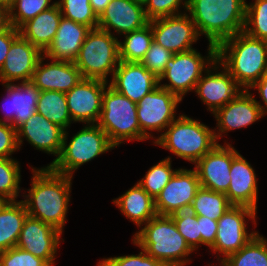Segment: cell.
Listing matches in <instances>:
<instances>
[{"instance_id":"obj_36","label":"cell","mask_w":267,"mask_h":266,"mask_svg":"<svg viewBox=\"0 0 267 266\" xmlns=\"http://www.w3.org/2000/svg\"><path fill=\"white\" fill-rule=\"evenodd\" d=\"M55 3L56 1L52 0H13L8 5L9 23L19 29L28 20L51 8Z\"/></svg>"},{"instance_id":"obj_31","label":"cell","mask_w":267,"mask_h":266,"mask_svg":"<svg viewBox=\"0 0 267 266\" xmlns=\"http://www.w3.org/2000/svg\"><path fill=\"white\" fill-rule=\"evenodd\" d=\"M119 40V57L124 62H141L153 42L150 22L144 27L127 33Z\"/></svg>"},{"instance_id":"obj_6","label":"cell","mask_w":267,"mask_h":266,"mask_svg":"<svg viewBox=\"0 0 267 266\" xmlns=\"http://www.w3.org/2000/svg\"><path fill=\"white\" fill-rule=\"evenodd\" d=\"M68 129L64 133L59 157L49 166L54 172L72 176L83 164L94 160L116 147L110 142L105 131L97 124H84L68 143Z\"/></svg>"},{"instance_id":"obj_39","label":"cell","mask_w":267,"mask_h":266,"mask_svg":"<svg viewBox=\"0 0 267 266\" xmlns=\"http://www.w3.org/2000/svg\"><path fill=\"white\" fill-rule=\"evenodd\" d=\"M170 217L189 247L193 251H198L201 246V234H199L197 216L189 209L174 213Z\"/></svg>"},{"instance_id":"obj_51","label":"cell","mask_w":267,"mask_h":266,"mask_svg":"<svg viewBox=\"0 0 267 266\" xmlns=\"http://www.w3.org/2000/svg\"><path fill=\"white\" fill-rule=\"evenodd\" d=\"M6 200H4L1 196H0V208L5 204Z\"/></svg>"},{"instance_id":"obj_46","label":"cell","mask_w":267,"mask_h":266,"mask_svg":"<svg viewBox=\"0 0 267 266\" xmlns=\"http://www.w3.org/2000/svg\"><path fill=\"white\" fill-rule=\"evenodd\" d=\"M20 35L19 29L9 25L0 32V70L5 62L11 43Z\"/></svg>"},{"instance_id":"obj_35","label":"cell","mask_w":267,"mask_h":266,"mask_svg":"<svg viewBox=\"0 0 267 266\" xmlns=\"http://www.w3.org/2000/svg\"><path fill=\"white\" fill-rule=\"evenodd\" d=\"M20 164L14 158H0V196L6 201H17L21 193Z\"/></svg>"},{"instance_id":"obj_17","label":"cell","mask_w":267,"mask_h":266,"mask_svg":"<svg viewBox=\"0 0 267 266\" xmlns=\"http://www.w3.org/2000/svg\"><path fill=\"white\" fill-rule=\"evenodd\" d=\"M62 234L50 224L28 215L16 247L45 260L50 266H54Z\"/></svg>"},{"instance_id":"obj_27","label":"cell","mask_w":267,"mask_h":266,"mask_svg":"<svg viewBox=\"0 0 267 266\" xmlns=\"http://www.w3.org/2000/svg\"><path fill=\"white\" fill-rule=\"evenodd\" d=\"M61 18L60 8L55 3L51 8L24 23L19 28V33L44 53L53 42Z\"/></svg>"},{"instance_id":"obj_34","label":"cell","mask_w":267,"mask_h":266,"mask_svg":"<svg viewBox=\"0 0 267 266\" xmlns=\"http://www.w3.org/2000/svg\"><path fill=\"white\" fill-rule=\"evenodd\" d=\"M171 159L168 156L160 160L157 164L149 168L142 179L137 181L144 191L154 200L177 171V169L172 168Z\"/></svg>"},{"instance_id":"obj_18","label":"cell","mask_w":267,"mask_h":266,"mask_svg":"<svg viewBox=\"0 0 267 266\" xmlns=\"http://www.w3.org/2000/svg\"><path fill=\"white\" fill-rule=\"evenodd\" d=\"M213 115L217 122L214 128L217 142L229 131L245 128L263 118L256 98L249 90H242L233 101L218 109Z\"/></svg>"},{"instance_id":"obj_50","label":"cell","mask_w":267,"mask_h":266,"mask_svg":"<svg viewBox=\"0 0 267 266\" xmlns=\"http://www.w3.org/2000/svg\"><path fill=\"white\" fill-rule=\"evenodd\" d=\"M13 0H0V2L9 5Z\"/></svg>"},{"instance_id":"obj_24","label":"cell","mask_w":267,"mask_h":266,"mask_svg":"<svg viewBox=\"0 0 267 266\" xmlns=\"http://www.w3.org/2000/svg\"><path fill=\"white\" fill-rule=\"evenodd\" d=\"M44 55L39 59L31 82L41 91L67 93L83 79L74 62L51 60L44 63Z\"/></svg>"},{"instance_id":"obj_4","label":"cell","mask_w":267,"mask_h":266,"mask_svg":"<svg viewBox=\"0 0 267 266\" xmlns=\"http://www.w3.org/2000/svg\"><path fill=\"white\" fill-rule=\"evenodd\" d=\"M132 243L166 266H185L192 262L188 257L194 251L180 235L170 216L151 218L133 234Z\"/></svg>"},{"instance_id":"obj_45","label":"cell","mask_w":267,"mask_h":266,"mask_svg":"<svg viewBox=\"0 0 267 266\" xmlns=\"http://www.w3.org/2000/svg\"><path fill=\"white\" fill-rule=\"evenodd\" d=\"M199 234H201V245L210 248L215 243L218 229V221L205 216H197Z\"/></svg>"},{"instance_id":"obj_8","label":"cell","mask_w":267,"mask_h":266,"mask_svg":"<svg viewBox=\"0 0 267 266\" xmlns=\"http://www.w3.org/2000/svg\"><path fill=\"white\" fill-rule=\"evenodd\" d=\"M97 125L105 131L115 147L127 141H141L137 103L120 94L110 85L103 93L102 109Z\"/></svg>"},{"instance_id":"obj_19","label":"cell","mask_w":267,"mask_h":266,"mask_svg":"<svg viewBox=\"0 0 267 266\" xmlns=\"http://www.w3.org/2000/svg\"><path fill=\"white\" fill-rule=\"evenodd\" d=\"M64 133L63 128L36 112L17 128V142L19 149L25 139L35 150L55 156L49 167L61 153Z\"/></svg>"},{"instance_id":"obj_9","label":"cell","mask_w":267,"mask_h":266,"mask_svg":"<svg viewBox=\"0 0 267 266\" xmlns=\"http://www.w3.org/2000/svg\"><path fill=\"white\" fill-rule=\"evenodd\" d=\"M207 55L202 56L197 49L175 53L165 65V71L159 78V86L179 96L195 90L203 73L217 59V46L208 43ZM167 83L161 84L163 81Z\"/></svg>"},{"instance_id":"obj_10","label":"cell","mask_w":267,"mask_h":266,"mask_svg":"<svg viewBox=\"0 0 267 266\" xmlns=\"http://www.w3.org/2000/svg\"><path fill=\"white\" fill-rule=\"evenodd\" d=\"M256 214L257 211L253 208L232 205L218 220L215 243L209 248V251L217 254L216 259L219 264L229 255L239 251L257 235L258 231H253V229L248 231L249 223H246L251 220L256 227Z\"/></svg>"},{"instance_id":"obj_5","label":"cell","mask_w":267,"mask_h":266,"mask_svg":"<svg viewBox=\"0 0 267 266\" xmlns=\"http://www.w3.org/2000/svg\"><path fill=\"white\" fill-rule=\"evenodd\" d=\"M178 115L154 144L195 165L218 144L214 129L185 114Z\"/></svg>"},{"instance_id":"obj_12","label":"cell","mask_w":267,"mask_h":266,"mask_svg":"<svg viewBox=\"0 0 267 266\" xmlns=\"http://www.w3.org/2000/svg\"><path fill=\"white\" fill-rule=\"evenodd\" d=\"M242 90L226 68L216 59L203 73L194 92L206 105V109L214 114L218 109L233 101Z\"/></svg>"},{"instance_id":"obj_48","label":"cell","mask_w":267,"mask_h":266,"mask_svg":"<svg viewBox=\"0 0 267 266\" xmlns=\"http://www.w3.org/2000/svg\"><path fill=\"white\" fill-rule=\"evenodd\" d=\"M9 25L8 5L0 2V32L5 30Z\"/></svg>"},{"instance_id":"obj_47","label":"cell","mask_w":267,"mask_h":266,"mask_svg":"<svg viewBox=\"0 0 267 266\" xmlns=\"http://www.w3.org/2000/svg\"><path fill=\"white\" fill-rule=\"evenodd\" d=\"M251 90H257L258 95L261 98V104L260 101L256 99L257 104L259 105L263 117L267 115V71L262 75V77L250 88Z\"/></svg>"},{"instance_id":"obj_15","label":"cell","mask_w":267,"mask_h":266,"mask_svg":"<svg viewBox=\"0 0 267 266\" xmlns=\"http://www.w3.org/2000/svg\"><path fill=\"white\" fill-rule=\"evenodd\" d=\"M108 85V82L102 80L83 78L65 93L73 123L97 124L102 109L103 93Z\"/></svg>"},{"instance_id":"obj_20","label":"cell","mask_w":267,"mask_h":266,"mask_svg":"<svg viewBox=\"0 0 267 266\" xmlns=\"http://www.w3.org/2000/svg\"><path fill=\"white\" fill-rule=\"evenodd\" d=\"M148 23L142 1L111 0L98 18L97 28L114 36L115 33L116 36H121L140 29Z\"/></svg>"},{"instance_id":"obj_44","label":"cell","mask_w":267,"mask_h":266,"mask_svg":"<svg viewBox=\"0 0 267 266\" xmlns=\"http://www.w3.org/2000/svg\"><path fill=\"white\" fill-rule=\"evenodd\" d=\"M18 150L17 129L11 124L0 123V158H13L12 154Z\"/></svg>"},{"instance_id":"obj_25","label":"cell","mask_w":267,"mask_h":266,"mask_svg":"<svg viewBox=\"0 0 267 266\" xmlns=\"http://www.w3.org/2000/svg\"><path fill=\"white\" fill-rule=\"evenodd\" d=\"M232 205H241L257 211L258 179L254 168L240 152L230 167V184L225 193Z\"/></svg>"},{"instance_id":"obj_30","label":"cell","mask_w":267,"mask_h":266,"mask_svg":"<svg viewBox=\"0 0 267 266\" xmlns=\"http://www.w3.org/2000/svg\"><path fill=\"white\" fill-rule=\"evenodd\" d=\"M36 112L65 131L73 123L68 110L65 93L58 91H41L36 105Z\"/></svg>"},{"instance_id":"obj_43","label":"cell","mask_w":267,"mask_h":266,"mask_svg":"<svg viewBox=\"0 0 267 266\" xmlns=\"http://www.w3.org/2000/svg\"><path fill=\"white\" fill-rule=\"evenodd\" d=\"M1 266H50L45 260L19 247L0 252Z\"/></svg>"},{"instance_id":"obj_14","label":"cell","mask_w":267,"mask_h":266,"mask_svg":"<svg viewBox=\"0 0 267 266\" xmlns=\"http://www.w3.org/2000/svg\"><path fill=\"white\" fill-rule=\"evenodd\" d=\"M197 171L179 168L155 199L157 215L170 216L189 210L197 191L200 189Z\"/></svg>"},{"instance_id":"obj_16","label":"cell","mask_w":267,"mask_h":266,"mask_svg":"<svg viewBox=\"0 0 267 266\" xmlns=\"http://www.w3.org/2000/svg\"><path fill=\"white\" fill-rule=\"evenodd\" d=\"M217 144L206 153L193 168L197 171L201 187L226 193L230 184V167L239 153L231 143Z\"/></svg>"},{"instance_id":"obj_7","label":"cell","mask_w":267,"mask_h":266,"mask_svg":"<svg viewBox=\"0 0 267 266\" xmlns=\"http://www.w3.org/2000/svg\"><path fill=\"white\" fill-rule=\"evenodd\" d=\"M119 40L99 28L91 29L83 42L74 64L83 78L98 79L109 83L120 63ZM109 75H111L110 78Z\"/></svg>"},{"instance_id":"obj_26","label":"cell","mask_w":267,"mask_h":266,"mask_svg":"<svg viewBox=\"0 0 267 266\" xmlns=\"http://www.w3.org/2000/svg\"><path fill=\"white\" fill-rule=\"evenodd\" d=\"M91 29L62 16L51 45L43 53L50 60L74 62Z\"/></svg>"},{"instance_id":"obj_21","label":"cell","mask_w":267,"mask_h":266,"mask_svg":"<svg viewBox=\"0 0 267 266\" xmlns=\"http://www.w3.org/2000/svg\"><path fill=\"white\" fill-rule=\"evenodd\" d=\"M109 85L137 103L159 86V78L140 62L120 61Z\"/></svg>"},{"instance_id":"obj_38","label":"cell","mask_w":267,"mask_h":266,"mask_svg":"<svg viewBox=\"0 0 267 266\" xmlns=\"http://www.w3.org/2000/svg\"><path fill=\"white\" fill-rule=\"evenodd\" d=\"M61 15L76 23L95 29L98 26V17L92 10L90 0H58Z\"/></svg>"},{"instance_id":"obj_40","label":"cell","mask_w":267,"mask_h":266,"mask_svg":"<svg viewBox=\"0 0 267 266\" xmlns=\"http://www.w3.org/2000/svg\"><path fill=\"white\" fill-rule=\"evenodd\" d=\"M143 7L147 19L151 21L187 12V0H143Z\"/></svg>"},{"instance_id":"obj_41","label":"cell","mask_w":267,"mask_h":266,"mask_svg":"<svg viewBox=\"0 0 267 266\" xmlns=\"http://www.w3.org/2000/svg\"><path fill=\"white\" fill-rule=\"evenodd\" d=\"M172 56L173 53L171 51L153 41L140 63L156 77L160 78L165 71L166 63Z\"/></svg>"},{"instance_id":"obj_23","label":"cell","mask_w":267,"mask_h":266,"mask_svg":"<svg viewBox=\"0 0 267 266\" xmlns=\"http://www.w3.org/2000/svg\"><path fill=\"white\" fill-rule=\"evenodd\" d=\"M6 90L3 99L4 118L0 116V123L11 124L17 129L22 123L36 114V105L40 90L31 82L2 84Z\"/></svg>"},{"instance_id":"obj_28","label":"cell","mask_w":267,"mask_h":266,"mask_svg":"<svg viewBox=\"0 0 267 266\" xmlns=\"http://www.w3.org/2000/svg\"><path fill=\"white\" fill-rule=\"evenodd\" d=\"M112 203L138 228L157 215L155 200L144 191L138 182L118 198L113 199Z\"/></svg>"},{"instance_id":"obj_2","label":"cell","mask_w":267,"mask_h":266,"mask_svg":"<svg viewBox=\"0 0 267 266\" xmlns=\"http://www.w3.org/2000/svg\"><path fill=\"white\" fill-rule=\"evenodd\" d=\"M187 13L200 37L218 46L244 30L246 0H187Z\"/></svg>"},{"instance_id":"obj_37","label":"cell","mask_w":267,"mask_h":266,"mask_svg":"<svg viewBox=\"0 0 267 266\" xmlns=\"http://www.w3.org/2000/svg\"><path fill=\"white\" fill-rule=\"evenodd\" d=\"M243 31L250 37L267 41V0L246 2Z\"/></svg>"},{"instance_id":"obj_32","label":"cell","mask_w":267,"mask_h":266,"mask_svg":"<svg viewBox=\"0 0 267 266\" xmlns=\"http://www.w3.org/2000/svg\"><path fill=\"white\" fill-rule=\"evenodd\" d=\"M217 266H267V238L257 235Z\"/></svg>"},{"instance_id":"obj_11","label":"cell","mask_w":267,"mask_h":266,"mask_svg":"<svg viewBox=\"0 0 267 266\" xmlns=\"http://www.w3.org/2000/svg\"><path fill=\"white\" fill-rule=\"evenodd\" d=\"M182 99L161 86L156 87L149 94L137 102V117L141 130V141L156 137L153 131L163 134L167 126L174 121L176 109Z\"/></svg>"},{"instance_id":"obj_22","label":"cell","mask_w":267,"mask_h":266,"mask_svg":"<svg viewBox=\"0 0 267 266\" xmlns=\"http://www.w3.org/2000/svg\"><path fill=\"white\" fill-rule=\"evenodd\" d=\"M43 53L19 35L12 43L0 70L2 84L29 82Z\"/></svg>"},{"instance_id":"obj_42","label":"cell","mask_w":267,"mask_h":266,"mask_svg":"<svg viewBox=\"0 0 267 266\" xmlns=\"http://www.w3.org/2000/svg\"><path fill=\"white\" fill-rule=\"evenodd\" d=\"M137 255L107 257L100 260L97 266H166L162 261L148 255L142 248Z\"/></svg>"},{"instance_id":"obj_3","label":"cell","mask_w":267,"mask_h":266,"mask_svg":"<svg viewBox=\"0 0 267 266\" xmlns=\"http://www.w3.org/2000/svg\"><path fill=\"white\" fill-rule=\"evenodd\" d=\"M217 60L243 90H248L267 71V41L242 31L217 46Z\"/></svg>"},{"instance_id":"obj_13","label":"cell","mask_w":267,"mask_h":266,"mask_svg":"<svg viewBox=\"0 0 267 266\" xmlns=\"http://www.w3.org/2000/svg\"><path fill=\"white\" fill-rule=\"evenodd\" d=\"M149 22L153 32V41L173 54L195 49L192 45L201 38L195 23L187 12Z\"/></svg>"},{"instance_id":"obj_49","label":"cell","mask_w":267,"mask_h":266,"mask_svg":"<svg viewBox=\"0 0 267 266\" xmlns=\"http://www.w3.org/2000/svg\"><path fill=\"white\" fill-rule=\"evenodd\" d=\"M111 0H90L93 12L99 18Z\"/></svg>"},{"instance_id":"obj_29","label":"cell","mask_w":267,"mask_h":266,"mask_svg":"<svg viewBox=\"0 0 267 266\" xmlns=\"http://www.w3.org/2000/svg\"><path fill=\"white\" fill-rule=\"evenodd\" d=\"M27 216L21 200L6 201L0 208V252L16 247Z\"/></svg>"},{"instance_id":"obj_33","label":"cell","mask_w":267,"mask_h":266,"mask_svg":"<svg viewBox=\"0 0 267 266\" xmlns=\"http://www.w3.org/2000/svg\"><path fill=\"white\" fill-rule=\"evenodd\" d=\"M231 206L225 193L200 187L190 210L196 216H205L218 221Z\"/></svg>"},{"instance_id":"obj_1","label":"cell","mask_w":267,"mask_h":266,"mask_svg":"<svg viewBox=\"0 0 267 266\" xmlns=\"http://www.w3.org/2000/svg\"><path fill=\"white\" fill-rule=\"evenodd\" d=\"M30 167L31 187L20 195L28 215L64 233L73 177L56 173L47 166Z\"/></svg>"}]
</instances>
